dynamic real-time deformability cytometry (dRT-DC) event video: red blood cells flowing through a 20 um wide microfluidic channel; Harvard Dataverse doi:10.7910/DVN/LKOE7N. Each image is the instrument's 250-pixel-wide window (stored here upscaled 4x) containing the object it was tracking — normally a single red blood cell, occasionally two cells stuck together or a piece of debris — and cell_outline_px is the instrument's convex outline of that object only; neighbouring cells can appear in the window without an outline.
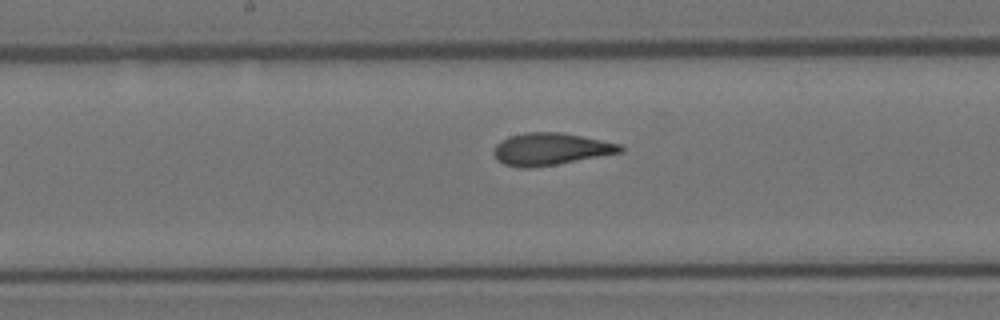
{"species": "Egyptian fruit bat (a non-hibernating species)", "species_latin": "Rousettus aegyptiacus", "temperature_condition": "room temperature", "stored_images_in_passage": 5, "camera_frame_rate_fps": 3000, "um_per_image_px": 0.085, "animal": {"sex": "female"}, "frame": {"image": 1, "passage_image": 5, "time_ms": 1.333, "image_size_px": [1000, 320], "cell_outline_px": [[624, 152], [556, 164], [532, 168], [520, 168], [504, 164], [496, 160], [492, 152], [496, 144], [500, 140], [508, 136], [524, 132], [560, 132], [620, 144], [624, 148]], "centroid_in_image_um": [46.74, 12.67], "position_along_channel_um": 201.5, "area_um2": 23.81}}